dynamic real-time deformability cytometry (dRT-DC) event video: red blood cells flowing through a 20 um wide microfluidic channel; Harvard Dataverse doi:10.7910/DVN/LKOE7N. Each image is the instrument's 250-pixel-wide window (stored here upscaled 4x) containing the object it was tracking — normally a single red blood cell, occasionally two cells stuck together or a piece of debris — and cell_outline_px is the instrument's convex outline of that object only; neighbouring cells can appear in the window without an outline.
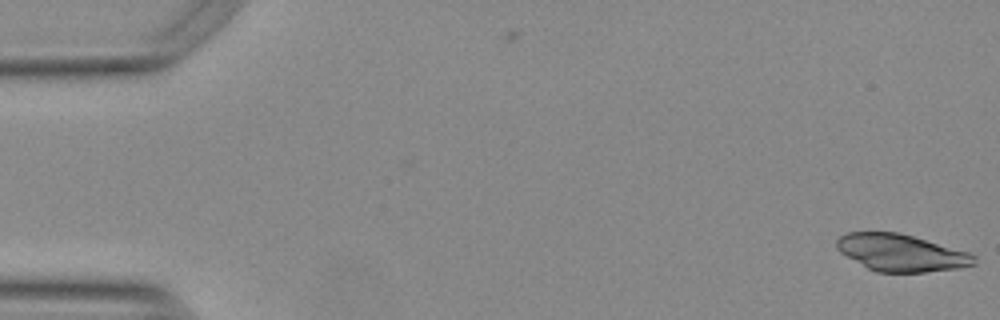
{"species": "Egyptian fruit bat (a non-hibernating species)", "species_latin": "Rousettus aegyptiacus", "temperature_condition": "warm", "stored_images_in_passage": 2, "camera_frame_rate_fps": 3000, "um_per_image_px": 0.085, "animal": {"sex": "female"}, "frame": {"image": 1, "passage_image": 2, "time_ms": 0.333, "image_size_px": [1000, 320], "cell_outline_px": [[976, 264], [960, 268], [924, 272], [876, 272], [868, 268], [840, 252], [836, 248], [836, 240], [840, 236], [848, 232], [900, 232], [968, 252], [976, 256]], "centroid_in_image_um": [76.6, 21.48], "position_along_channel_um": 8.4, "area_um2": 29.59}}